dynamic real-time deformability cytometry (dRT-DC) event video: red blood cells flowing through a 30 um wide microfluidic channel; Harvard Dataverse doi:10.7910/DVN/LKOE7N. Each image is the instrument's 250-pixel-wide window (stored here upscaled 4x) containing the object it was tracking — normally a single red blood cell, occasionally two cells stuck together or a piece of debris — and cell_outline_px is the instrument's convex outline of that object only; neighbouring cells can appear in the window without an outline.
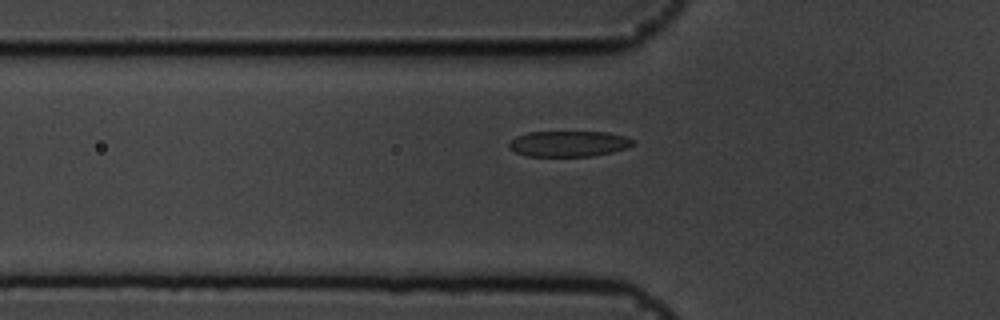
{"species": "common noctule bat (a hibernating species)", "species_latin": "Nyctalus noctula", "temperature_condition": "cold", "stored_images_in_passage": 42, "camera_frame_rate_fps": 3000, "um_per_image_px": 0.085, "animal": {"sex": "male", "body_mass_g": 19.5, "forearm_length_mm": 54.6}, "frame": {"image": 1, "passage_image": 5, "time_ms": 1.333, "image_size_px": [1000, 320], "cell_outline_px": [[636, 144], [628, 148], [612, 152], [592, 156], [524, 156], [508, 148], [508, 144], [516, 136], [528, 132], [608, 132], [624, 136], [636, 140]], "centroid_in_image_um": [48.37, 12.22], "position_along_channel_um": 77.4, "area_um2": 18.79}}
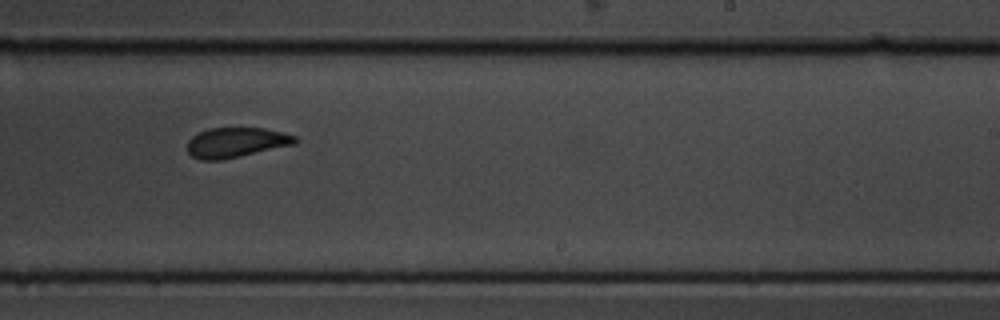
{"frame": {"image": 2, "passage_image": 21, "time_ms": 6.667, "image_size_px": [1000, 320], "cell_outline_px": [[300, 140], [296, 144], [224, 160], [200, 160], [192, 156], [188, 152], [188, 140], [192, 136], [208, 128], [264, 128], [296, 136]], "centroid_in_image_um": [20.08, 12.12], "position_along_channel_um": 268.9, "area_um2": 18.96}}
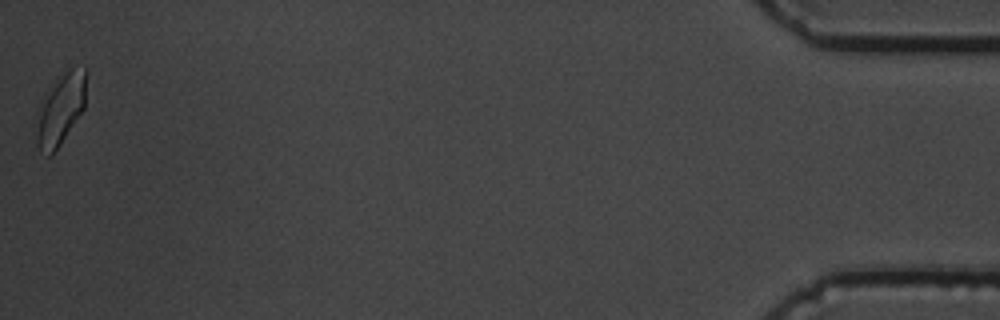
{"frame": {"image": 3, "passage_image": 42, "time_ms": 13.667, "image_size_px": [1000, 320], "cell_outline_px": [[88, 72], [84, 108], [52, 156], [48, 156], [36, 144], [36, 108], [44, 92], [68, 68], [88, 68]], "centroid_in_image_um": [5.13, 9.24], "position_along_channel_um": 430.1, "area_um2": 21.15}, "authors_computed_cell_mechanics": {"area_um2": 19.3919, "velocity_mm_per_s": 3.5978, "shape_relaxation_time_tau1_ms": 2.0408, "shape_relaxation_time_tau2_ms": 0.9216, "deformation_change_tau1": 0.0941, "deformation_change_tau2": 0.0723}}